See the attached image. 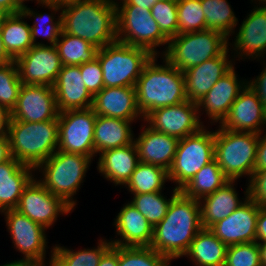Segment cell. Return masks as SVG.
Here are the masks:
<instances>
[{"label":"cell","mask_w":266,"mask_h":266,"mask_svg":"<svg viewBox=\"0 0 266 266\" xmlns=\"http://www.w3.org/2000/svg\"><path fill=\"white\" fill-rule=\"evenodd\" d=\"M202 228L199 201L180 191L171 200L165 217L153 228L150 247L171 262L187 253Z\"/></svg>","instance_id":"obj_1"},{"label":"cell","mask_w":266,"mask_h":266,"mask_svg":"<svg viewBox=\"0 0 266 266\" xmlns=\"http://www.w3.org/2000/svg\"><path fill=\"white\" fill-rule=\"evenodd\" d=\"M61 11L63 32L98 49L117 41L115 0H76Z\"/></svg>","instance_id":"obj_2"},{"label":"cell","mask_w":266,"mask_h":266,"mask_svg":"<svg viewBox=\"0 0 266 266\" xmlns=\"http://www.w3.org/2000/svg\"><path fill=\"white\" fill-rule=\"evenodd\" d=\"M157 64V56L144 66L136 83L137 106L143 119L160 107L180 104L186 100L184 74L165 58Z\"/></svg>","instance_id":"obj_3"},{"label":"cell","mask_w":266,"mask_h":266,"mask_svg":"<svg viewBox=\"0 0 266 266\" xmlns=\"http://www.w3.org/2000/svg\"><path fill=\"white\" fill-rule=\"evenodd\" d=\"M58 118L42 122L10 121L8 139L12 157L36 168L58 148Z\"/></svg>","instance_id":"obj_4"},{"label":"cell","mask_w":266,"mask_h":266,"mask_svg":"<svg viewBox=\"0 0 266 266\" xmlns=\"http://www.w3.org/2000/svg\"><path fill=\"white\" fill-rule=\"evenodd\" d=\"M91 159L87 155L57 150L35 168L43 176L38 181L74 210L76 200L74 201L73 196L83 183Z\"/></svg>","instance_id":"obj_5"},{"label":"cell","mask_w":266,"mask_h":266,"mask_svg":"<svg viewBox=\"0 0 266 266\" xmlns=\"http://www.w3.org/2000/svg\"><path fill=\"white\" fill-rule=\"evenodd\" d=\"M221 32L205 29L169 39L162 57L181 72L219 56L229 45Z\"/></svg>","instance_id":"obj_6"},{"label":"cell","mask_w":266,"mask_h":266,"mask_svg":"<svg viewBox=\"0 0 266 266\" xmlns=\"http://www.w3.org/2000/svg\"><path fill=\"white\" fill-rule=\"evenodd\" d=\"M152 57L144 48L119 41L99 48L96 58L102 67L104 87H135Z\"/></svg>","instance_id":"obj_7"},{"label":"cell","mask_w":266,"mask_h":266,"mask_svg":"<svg viewBox=\"0 0 266 266\" xmlns=\"http://www.w3.org/2000/svg\"><path fill=\"white\" fill-rule=\"evenodd\" d=\"M260 134L215 130V159L230 181L252 176Z\"/></svg>","instance_id":"obj_8"},{"label":"cell","mask_w":266,"mask_h":266,"mask_svg":"<svg viewBox=\"0 0 266 266\" xmlns=\"http://www.w3.org/2000/svg\"><path fill=\"white\" fill-rule=\"evenodd\" d=\"M215 158V132L204 126L198 132L179 139L174 161L168 170L169 181L181 190L194 175Z\"/></svg>","instance_id":"obj_9"},{"label":"cell","mask_w":266,"mask_h":266,"mask_svg":"<svg viewBox=\"0 0 266 266\" xmlns=\"http://www.w3.org/2000/svg\"><path fill=\"white\" fill-rule=\"evenodd\" d=\"M117 41L161 54L156 47L167 45L169 39L161 32L150 9L139 6H116Z\"/></svg>","instance_id":"obj_10"},{"label":"cell","mask_w":266,"mask_h":266,"mask_svg":"<svg viewBox=\"0 0 266 266\" xmlns=\"http://www.w3.org/2000/svg\"><path fill=\"white\" fill-rule=\"evenodd\" d=\"M96 113L92 107L59 112L57 150L94 157Z\"/></svg>","instance_id":"obj_11"},{"label":"cell","mask_w":266,"mask_h":266,"mask_svg":"<svg viewBox=\"0 0 266 266\" xmlns=\"http://www.w3.org/2000/svg\"><path fill=\"white\" fill-rule=\"evenodd\" d=\"M153 130L183 139L204 127L197 103L186 100L177 105L160 107L150 112L144 122Z\"/></svg>","instance_id":"obj_12"},{"label":"cell","mask_w":266,"mask_h":266,"mask_svg":"<svg viewBox=\"0 0 266 266\" xmlns=\"http://www.w3.org/2000/svg\"><path fill=\"white\" fill-rule=\"evenodd\" d=\"M15 209L46 229L54 224L58 215H68L73 210L49 192L37 178H33L24 188Z\"/></svg>","instance_id":"obj_13"},{"label":"cell","mask_w":266,"mask_h":266,"mask_svg":"<svg viewBox=\"0 0 266 266\" xmlns=\"http://www.w3.org/2000/svg\"><path fill=\"white\" fill-rule=\"evenodd\" d=\"M5 216L6 226L14 247L24 257L20 260L46 263V228L32 221L16 209L1 212Z\"/></svg>","instance_id":"obj_14"},{"label":"cell","mask_w":266,"mask_h":266,"mask_svg":"<svg viewBox=\"0 0 266 266\" xmlns=\"http://www.w3.org/2000/svg\"><path fill=\"white\" fill-rule=\"evenodd\" d=\"M22 84L48 85L56 82L62 62L55 45H33L15 60Z\"/></svg>","instance_id":"obj_15"},{"label":"cell","mask_w":266,"mask_h":266,"mask_svg":"<svg viewBox=\"0 0 266 266\" xmlns=\"http://www.w3.org/2000/svg\"><path fill=\"white\" fill-rule=\"evenodd\" d=\"M58 116L52 86L22 84L10 121L42 122L57 119Z\"/></svg>","instance_id":"obj_16"},{"label":"cell","mask_w":266,"mask_h":266,"mask_svg":"<svg viewBox=\"0 0 266 266\" xmlns=\"http://www.w3.org/2000/svg\"><path fill=\"white\" fill-rule=\"evenodd\" d=\"M245 192V202L226 218L213 224L209 229L226 246L250 243L256 241V225L259 206L248 198Z\"/></svg>","instance_id":"obj_17"},{"label":"cell","mask_w":266,"mask_h":266,"mask_svg":"<svg viewBox=\"0 0 266 266\" xmlns=\"http://www.w3.org/2000/svg\"><path fill=\"white\" fill-rule=\"evenodd\" d=\"M266 109L248 84L240 91L220 126L235 132L261 134L266 129Z\"/></svg>","instance_id":"obj_18"},{"label":"cell","mask_w":266,"mask_h":266,"mask_svg":"<svg viewBox=\"0 0 266 266\" xmlns=\"http://www.w3.org/2000/svg\"><path fill=\"white\" fill-rule=\"evenodd\" d=\"M234 66L223 75L209 90V92L197 102L198 113L205 110L212 123H219L228 115L231 105L238 97L240 91L247 84V80H239ZM202 107V108H201Z\"/></svg>","instance_id":"obj_19"},{"label":"cell","mask_w":266,"mask_h":266,"mask_svg":"<svg viewBox=\"0 0 266 266\" xmlns=\"http://www.w3.org/2000/svg\"><path fill=\"white\" fill-rule=\"evenodd\" d=\"M229 47L219 56L209 59L199 65L190 67L183 72L185 79L186 98L197 103L233 66L229 60Z\"/></svg>","instance_id":"obj_20"},{"label":"cell","mask_w":266,"mask_h":266,"mask_svg":"<svg viewBox=\"0 0 266 266\" xmlns=\"http://www.w3.org/2000/svg\"><path fill=\"white\" fill-rule=\"evenodd\" d=\"M250 14L243 19L238 29L237 36L232 43L234 59L242 57L243 59H258L265 57L266 54V9L255 7ZM239 51V52H238ZM247 56V57H246ZM249 56V57H248ZM245 57V58H244Z\"/></svg>","instance_id":"obj_21"},{"label":"cell","mask_w":266,"mask_h":266,"mask_svg":"<svg viewBox=\"0 0 266 266\" xmlns=\"http://www.w3.org/2000/svg\"><path fill=\"white\" fill-rule=\"evenodd\" d=\"M92 109L96 115L127 121L143 118L137 106L135 87H103L93 97Z\"/></svg>","instance_id":"obj_22"},{"label":"cell","mask_w":266,"mask_h":266,"mask_svg":"<svg viewBox=\"0 0 266 266\" xmlns=\"http://www.w3.org/2000/svg\"><path fill=\"white\" fill-rule=\"evenodd\" d=\"M59 112L87 109L93 105V96L87 90L79 66L63 65L53 85Z\"/></svg>","instance_id":"obj_23"},{"label":"cell","mask_w":266,"mask_h":266,"mask_svg":"<svg viewBox=\"0 0 266 266\" xmlns=\"http://www.w3.org/2000/svg\"><path fill=\"white\" fill-rule=\"evenodd\" d=\"M141 127L144 130L142 129L138 138L134 137L139 161L162 167L168 171L174 161L179 139L155 131L147 125Z\"/></svg>","instance_id":"obj_24"},{"label":"cell","mask_w":266,"mask_h":266,"mask_svg":"<svg viewBox=\"0 0 266 266\" xmlns=\"http://www.w3.org/2000/svg\"><path fill=\"white\" fill-rule=\"evenodd\" d=\"M116 233L120 236L110 240L116 246H150L153 239V226L144 215L128 201L114 218Z\"/></svg>","instance_id":"obj_25"},{"label":"cell","mask_w":266,"mask_h":266,"mask_svg":"<svg viewBox=\"0 0 266 266\" xmlns=\"http://www.w3.org/2000/svg\"><path fill=\"white\" fill-rule=\"evenodd\" d=\"M99 156L97 170L115 186L125 185L140 162L134 141L126 146L101 152Z\"/></svg>","instance_id":"obj_26"},{"label":"cell","mask_w":266,"mask_h":266,"mask_svg":"<svg viewBox=\"0 0 266 266\" xmlns=\"http://www.w3.org/2000/svg\"><path fill=\"white\" fill-rule=\"evenodd\" d=\"M35 168L15 158L0 164V212L15 209L24 188L35 177Z\"/></svg>","instance_id":"obj_27"},{"label":"cell","mask_w":266,"mask_h":266,"mask_svg":"<svg viewBox=\"0 0 266 266\" xmlns=\"http://www.w3.org/2000/svg\"><path fill=\"white\" fill-rule=\"evenodd\" d=\"M229 181L214 193L199 199L201 224L203 228L209 229L213 224L226 218L236 210L245 200H240L233 184Z\"/></svg>","instance_id":"obj_28"},{"label":"cell","mask_w":266,"mask_h":266,"mask_svg":"<svg viewBox=\"0 0 266 266\" xmlns=\"http://www.w3.org/2000/svg\"><path fill=\"white\" fill-rule=\"evenodd\" d=\"M131 123L133 121L97 115L94 126V156L131 144L135 136Z\"/></svg>","instance_id":"obj_29"},{"label":"cell","mask_w":266,"mask_h":266,"mask_svg":"<svg viewBox=\"0 0 266 266\" xmlns=\"http://www.w3.org/2000/svg\"><path fill=\"white\" fill-rule=\"evenodd\" d=\"M227 246L210 229L202 228L184 255L195 266H224Z\"/></svg>","instance_id":"obj_30"},{"label":"cell","mask_w":266,"mask_h":266,"mask_svg":"<svg viewBox=\"0 0 266 266\" xmlns=\"http://www.w3.org/2000/svg\"><path fill=\"white\" fill-rule=\"evenodd\" d=\"M24 18L22 12L9 14L0 26L4 48L13 60L33 46L31 27Z\"/></svg>","instance_id":"obj_31"},{"label":"cell","mask_w":266,"mask_h":266,"mask_svg":"<svg viewBox=\"0 0 266 266\" xmlns=\"http://www.w3.org/2000/svg\"><path fill=\"white\" fill-rule=\"evenodd\" d=\"M37 4L38 5L42 4V7L44 6L45 8L47 7L48 9H50L52 13L40 14L38 12L36 13L35 11L30 10V8H28L25 4L22 6L21 12L25 16V18L33 17L34 19H36L33 25L30 26L33 45H46L42 42L41 43L37 42L36 41L37 36L38 37L44 36L45 39L49 41V45H55L62 32V17L61 13L58 14L60 15L58 16V18H55L54 15H56V12L62 9V6L58 4L46 3L39 0L37 1ZM40 21L43 22L41 25L38 24Z\"/></svg>","instance_id":"obj_32"},{"label":"cell","mask_w":266,"mask_h":266,"mask_svg":"<svg viewBox=\"0 0 266 266\" xmlns=\"http://www.w3.org/2000/svg\"><path fill=\"white\" fill-rule=\"evenodd\" d=\"M229 181L214 158L202 167L180 191L186 197L199 200L222 188Z\"/></svg>","instance_id":"obj_33"},{"label":"cell","mask_w":266,"mask_h":266,"mask_svg":"<svg viewBox=\"0 0 266 266\" xmlns=\"http://www.w3.org/2000/svg\"><path fill=\"white\" fill-rule=\"evenodd\" d=\"M109 240H99L97 248L80 249L74 251L64 246H53L51 250L50 266H98L103 254L112 246Z\"/></svg>","instance_id":"obj_34"},{"label":"cell","mask_w":266,"mask_h":266,"mask_svg":"<svg viewBox=\"0 0 266 266\" xmlns=\"http://www.w3.org/2000/svg\"><path fill=\"white\" fill-rule=\"evenodd\" d=\"M63 65L79 66L92 62L97 55L98 48L90 42L61 32L55 44Z\"/></svg>","instance_id":"obj_35"},{"label":"cell","mask_w":266,"mask_h":266,"mask_svg":"<svg viewBox=\"0 0 266 266\" xmlns=\"http://www.w3.org/2000/svg\"><path fill=\"white\" fill-rule=\"evenodd\" d=\"M169 181L168 171L162 167L139 162L130 179L124 185L131 194L162 191Z\"/></svg>","instance_id":"obj_36"},{"label":"cell","mask_w":266,"mask_h":266,"mask_svg":"<svg viewBox=\"0 0 266 266\" xmlns=\"http://www.w3.org/2000/svg\"><path fill=\"white\" fill-rule=\"evenodd\" d=\"M201 6L206 18V29L221 32L228 39L235 33L238 18L227 0H201Z\"/></svg>","instance_id":"obj_37"},{"label":"cell","mask_w":266,"mask_h":266,"mask_svg":"<svg viewBox=\"0 0 266 266\" xmlns=\"http://www.w3.org/2000/svg\"><path fill=\"white\" fill-rule=\"evenodd\" d=\"M180 192L174 188L172 196L167 199L161 191L133 194L130 201L141 212L153 228L165 217L171 200Z\"/></svg>","instance_id":"obj_38"},{"label":"cell","mask_w":266,"mask_h":266,"mask_svg":"<svg viewBox=\"0 0 266 266\" xmlns=\"http://www.w3.org/2000/svg\"><path fill=\"white\" fill-rule=\"evenodd\" d=\"M150 246H118V266H171Z\"/></svg>","instance_id":"obj_39"},{"label":"cell","mask_w":266,"mask_h":266,"mask_svg":"<svg viewBox=\"0 0 266 266\" xmlns=\"http://www.w3.org/2000/svg\"><path fill=\"white\" fill-rule=\"evenodd\" d=\"M178 34L191 33L206 29V18L201 0H178Z\"/></svg>","instance_id":"obj_40"},{"label":"cell","mask_w":266,"mask_h":266,"mask_svg":"<svg viewBox=\"0 0 266 266\" xmlns=\"http://www.w3.org/2000/svg\"><path fill=\"white\" fill-rule=\"evenodd\" d=\"M21 86L15 60L0 66V107L11 113L16 106Z\"/></svg>","instance_id":"obj_41"},{"label":"cell","mask_w":266,"mask_h":266,"mask_svg":"<svg viewBox=\"0 0 266 266\" xmlns=\"http://www.w3.org/2000/svg\"><path fill=\"white\" fill-rule=\"evenodd\" d=\"M151 14L168 39L178 35L177 1L158 0L151 8Z\"/></svg>","instance_id":"obj_42"},{"label":"cell","mask_w":266,"mask_h":266,"mask_svg":"<svg viewBox=\"0 0 266 266\" xmlns=\"http://www.w3.org/2000/svg\"><path fill=\"white\" fill-rule=\"evenodd\" d=\"M224 266H262L258 243L227 246Z\"/></svg>","instance_id":"obj_43"},{"label":"cell","mask_w":266,"mask_h":266,"mask_svg":"<svg viewBox=\"0 0 266 266\" xmlns=\"http://www.w3.org/2000/svg\"><path fill=\"white\" fill-rule=\"evenodd\" d=\"M80 73L84 80L85 87L94 97L103 87V71L97 58L92 62L80 65Z\"/></svg>","instance_id":"obj_44"},{"label":"cell","mask_w":266,"mask_h":266,"mask_svg":"<svg viewBox=\"0 0 266 266\" xmlns=\"http://www.w3.org/2000/svg\"><path fill=\"white\" fill-rule=\"evenodd\" d=\"M248 198L266 208V170L255 171L248 180Z\"/></svg>","instance_id":"obj_45"},{"label":"cell","mask_w":266,"mask_h":266,"mask_svg":"<svg viewBox=\"0 0 266 266\" xmlns=\"http://www.w3.org/2000/svg\"><path fill=\"white\" fill-rule=\"evenodd\" d=\"M261 74L253 80L247 81L250 88L257 94L259 100L266 109V65Z\"/></svg>","instance_id":"obj_46"},{"label":"cell","mask_w":266,"mask_h":266,"mask_svg":"<svg viewBox=\"0 0 266 266\" xmlns=\"http://www.w3.org/2000/svg\"><path fill=\"white\" fill-rule=\"evenodd\" d=\"M264 133L265 135H263V132L259 135L254 172L266 170V132Z\"/></svg>","instance_id":"obj_47"},{"label":"cell","mask_w":266,"mask_h":266,"mask_svg":"<svg viewBox=\"0 0 266 266\" xmlns=\"http://www.w3.org/2000/svg\"><path fill=\"white\" fill-rule=\"evenodd\" d=\"M264 241H266V208L260 207L256 225V242Z\"/></svg>","instance_id":"obj_48"},{"label":"cell","mask_w":266,"mask_h":266,"mask_svg":"<svg viewBox=\"0 0 266 266\" xmlns=\"http://www.w3.org/2000/svg\"><path fill=\"white\" fill-rule=\"evenodd\" d=\"M98 266H118V246L112 245L103 254Z\"/></svg>","instance_id":"obj_49"},{"label":"cell","mask_w":266,"mask_h":266,"mask_svg":"<svg viewBox=\"0 0 266 266\" xmlns=\"http://www.w3.org/2000/svg\"><path fill=\"white\" fill-rule=\"evenodd\" d=\"M11 119V113L0 107V139L4 137H8V126Z\"/></svg>","instance_id":"obj_50"},{"label":"cell","mask_w":266,"mask_h":266,"mask_svg":"<svg viewBox=\"0 0 266 266\" xmlns=\"http://www.w3.org/2000/svg\"><path fill=\"white\" fill-rule=\"evenodd\" d=\"M158 0H120L119 3L115 1V6H139L143 9H150L155 5Z\"/></svg>","instance_id":"obj_51"},{"label":"cell","mask_w":266,"mask_h":266,"mask_svg":"<svg viewBox=\"0 0 266 266\" xmlns=\"http://www.w3.org/2000/svg\"><path fill=\"white\" fill-rule=\"evenodd\" d=\"M12 153L8 137L0 139V164L11 160Z\"/></svg>","instance_id":"obj_52"},{"label":"cell","mask_w":266,"mask_h":266,"mask_svg":"<svg viewBox=\"0 0 266 266\" xmlns=\"http://www.w3.org/2000/svg\"><path fill=\"white\" fill-rule=\"evenodd\" d=\"M0 6L9 14H14L21 12L23 5L18 0H0Z\"/></svg>","instance_id":"obj_53"},{"label":"cell","mask_w":266,"mask_h":266,"mask_svg":"<svg viewBox=\"0 0 266 266\" xmlns=\"http://www.w3.org/2000/svg\"><path fill=\"white\" fill-rule=\"evenodd\" d=\"M0 266H47V265L38 261L15 260L11 263L7 262L6 264Z\"/></svg>","instance_id":"obj_54"},{"label":"cell","mask_w":266,"mask_h":266,"mask_svg":"<svg viewBox=\"0 0 266 266\" xmlns=\"http://www.w3.org/2000/svg\"><path fill=\"white\" fill-rule=\"evenodd\" d=\"M14 61L4 48L1 33H0V66Z\"/></svg>","instance_id":"obj_55"},{"label":"cell","mask_w":266,"mask_h":266,"mask_svg":"<svg viewBox=\"0 0 266 266\" xmlns=\"http://www.w3.org/2000/svg\"><path fill=\"white\" fill-rule=\"evenodd\" d=\"M262 266H266V241L258 243Z\"/></svg>","instance_id":"obj_56"},{"label":"cell","mask_w":266,"mask_h":266,"mask_svg":"<svg viewBox=\"0 0 266 266\" xmlns=\"http://www.w3.org/2000/svg\"><path fill=\"white\" fill-rule=\"evenodd\" d=\"M39 1H43V2H46V3L58 4L60 6H64V5H67V4H71V3H73L76 0H39Z\"/></svg>","instance_id":"obj_57"},{"label":"cell","mask_w":266,"mask_h":266,"mask_svg":"<svg viewBox=\"0 0 266 266\" xmlns=\"http://www.w3.org/2000/svg\"><path fill=\"white\" fill-rule=\"evenodd\" d=\"M8 15L9 13L0 6V26Z\"/></svg>","instance_id":"obj_58"},{"label":"cell","mask_w":266,"mask_h":266,"mask_svg":"<svg viewBox=\"0 0 266 266\" xmlns=\"http://www.w3.org/2000/svg\"><path fill=\"white\" fill-rule=\"evenodd\" d=\"M251 1L253 2V0H251ZM258 1H259V3H258L259 7H258V5L256 7L259 8V9H266V0H257V2ZM260 4H262V5L260 6Z\"/></svg>","instance_id":"obj_59"},{"label":"cell","mask_w":266,"mask_h":266,"mask_svg":"<svg viewBox=\"0 0 266 266\" xmlns=\"http://www.w3.org/2000/svg\"><path fill=\"white\" fill-rule=\"evenodd\" d=\"M22 5H24L25 3V1H29V0H18ZM32 1V0H31ZM38 0H36V2H37Z\"/></svg>","instance_id":"obj_60"},{"label":"cell","mask_w":266,"mask_h":266,"mask_svg":"<svg viewBox=\"0 0 266 266\" xmlns=\"http://www.w3.org/2000/svg\"><path fill=\"white\" fill-rule=\"evenodd\" d=\"M162 1H178V0H162Z\"/></svg>","instance_id":"obj_61"}]
</instances>
